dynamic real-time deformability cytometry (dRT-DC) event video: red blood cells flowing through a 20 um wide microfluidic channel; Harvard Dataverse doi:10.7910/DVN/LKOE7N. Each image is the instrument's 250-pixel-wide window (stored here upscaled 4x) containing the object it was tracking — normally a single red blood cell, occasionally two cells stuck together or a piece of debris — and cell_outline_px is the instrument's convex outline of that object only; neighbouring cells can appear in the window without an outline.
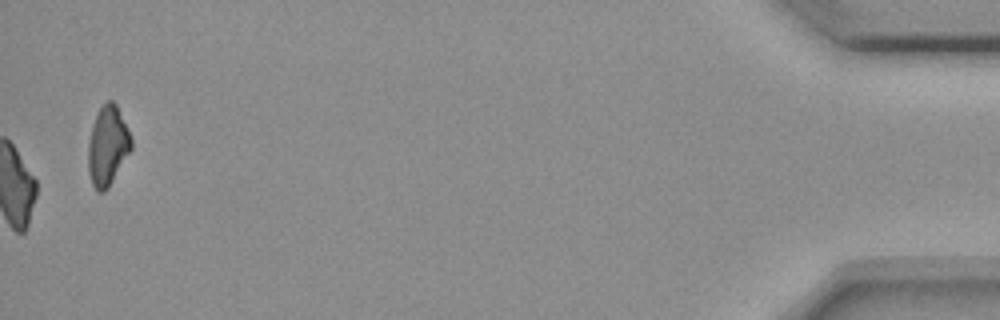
{"species": "common noctule bat (a hibernating species)", "species_latin": "Nyctalus noctula", "temperature_condition": "room temperature", "stored_images_in_passage": 56, "camera_frame_rate_fps": 3000, "um_per_image_px": 0.085, "animal": {"sex": "female", "body_mass_g": 18.4}, "frame": {"image": 1, "passage_image": 56, "time_ms": 18.333, "image_size_px": [1000, 320], "cell_outline_px": [[132, 148], [108, 188], [104, 192], [96, 192], [92, 184], [88, 172], [88, 144], [92, 124], [100, 108], [108, 100], [112, 100], [116, 104], [132, 140]], "centroid_in_image_um": [9.13, 12.43], "position_along_channel_um": 426.1, "area_um2": 19.77}, "authors_computed_cell_mechanics": {"area_um2": 22.8888, "velocity_mm_per_s": 3.6676, "shape_relaxation_time_tau1_ms": 9.0814, "shape_relaxation_time_tau2_ms": null, "deformation_change_tau1": 0.1855, "deformation_change_tau2": null}}